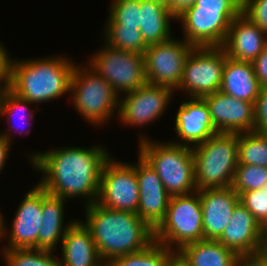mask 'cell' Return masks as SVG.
Segmentation results:
<instances>
[{
  "mask_svg": "<svg viewBox=\"0 0 267 266\" xmlns=\"http://www.w3.org/2000/svg\"><path fill=\"white\" fill-rule=\"evenodd\" d=\"M110 152L102 146L63 147L32 152L29 161L42 173L38 183L47 193L69 200L84 197V205L96 202L101 172ZM69 198V199H68Z\"/></svg>",
  "mask_w": 267,
  "mask_h": 266,
  "instance_id": "1",
  "label": "cell"
},
{
  "mask_svg": "<svg viewBox=\"0 0 267 266\" xmlns=\"http://www.w3.org/2000/svg\"><path fill=\"white\" fill-rule=\"evenodd\" d=\"M83 224L90 230L101 260L146 249L154 242V230L136 213L113 210L94 202L84 207Z\"/></svg>",
  "mask_w": 267,
  "mask_h": 266,
  "instance_id": "2",
  "label": "cell"
},
{
  "mask_svg": "<svg viewBox=\"0 0 267 266\" xmlns=\"http://www.w3.org/2000/svg\"><path fill=\"white\" fill-rule=\"evenodd\" d=\"M58 56V57H57ZM8 59L7 86L33 104L56 100L69 95L76 63L65 55L47 58Z\"/></svg>",
  "mask_w": 267,
  "mask_h": 266,
  "instance_id": "3",
  "label": "cell"
},
{
  "mask_svg": "<svg viewBox=\"0 0 267 266\" xmlns=\"http://www.w3.org/2000/svg\"><path fill=\"white\" fill-rule=\"evenodd\" d=\"M138 139V154L157 173L171 197L197 191L192 147L173 140L155 142L143 134Z\"/></svg>",
  "mask_w": 267,
  "mask_h": 266,
  "instance_id": "4",
  "label": "cell"
},
{
  "mask_svg": "<svg viewBox=\"0 0 267 266\" xmlns=\"http://www.w3.org/2000/svg\"><path fill=\"white\" fill-rule=\"evenodd\" d=\"M192 151L197 190L232 186L238 166L237 133H216Z\"/></svg>",
  "mask_w": 267,
  "mask_h": 266,
  "instance_id": "5",
  "label": "cell"
},
{
  "mask_svg": "<svg viewBox=\"0 0 267 266\" xmlns=\"http://www.w3.org/2000/svg\"><path fill=\"white\" fill-rule=\"evenodd\" d=\"M82 65V66H81ZM74 67L70 93L72 105L91 125H104L119 110V95L109 82L87 63Z\"/></svg>",
  "mask_w": 267,
  "mask_h": 266,
  "instance_id": "6",
  "label": "cell"
},
{
  "mask_svg": "<svg viewBox=\"0 0 267 266\" xmlns=\"http://www.w3.org/2000/svg\"><path fill=\"white\" fill-rule=\"evenodd\" d=\"M203 239L199 193L170 197L165 218L154 230V241L178 252L185 245Z\"/></svg>",
  "mask_w": 267,
  "mask_h": 266,
  "instance_id": "7",
  "label": "cell"
},
{
  "mask_svg": "<svg viewBox=\"0 0 267 266\" xmlns=\"http://www.w3.org/2000/svg\"><path fill=\"white\" fill-rule=\"evenodd\" d=\"M87 63L109 82L119 96L147 83L143 54L121 50L105 43Z\"/></svg>",
  "mask_w": 267,
  "mask_h": 266,
  "instance_id": "8",
  "label": "cell"
},
{
  "mask_svg": "<svg viewBox=\"0 0 267 266\" xmlns=\"http://www.w3.org/2000/svg\"><path fill=\"white\" fill-rule=\"evenodd\" d=\"M227 55L222 46L193 47L178 88L188 98H202L220 90Z\"/></svg>",
  "mask_w": 267,
  "mask_h": 266,
  "instance_id": "9",
  "label": "cell"
},
{
  "mask_svg": "<svg viewBox=\"0 0 267 266\" xmlns=\"http://www.w3.org/2000/svg\"><path fill=\"white\" fill-rule=\"evenodd\" d=\"M241 12L242 8L190 7L176 20L182 25V38L192 46H222L230 23Z\"/></svg>",
  "mask_w": 267,
  "mask_h": 266,
  "instance_id": "10",
  "label": "cell"
},
{
  "mask_svg": "<svg viewBox=\"0 0 267 266\" xmlns=\"http://www.w3.org/2000/svg\"><path fill=\"white\" fill-rule=\"evenodd\" d=\"M96 203L137 214L139 187L136 163L122 162L110 156L103 165Z\"/></svg>",
  "mask_w": 267,
  "mask_h": 266,
  "instance_id": "11",
  "label": "cell"
},
{
  "mask_svg": "<svg viewBox=\"0 0 267 266\" xmlns=\"http://www.w3.org/2000/svg\"><path fill=\"white\" fill-rule=\"evenodd\" d=\"M193 47L184 39L175 40L174 36L167 41L149 45L144 53L147 83L166 86L175 91Z\"/></svg>",
  "mask_w": 267,
  "mask_h": 266,
  "instance_id": "12",
  "label": "cell"
},
{
  "mask_svg": "<svg viewBox=\"0 0 267 266\" xmlns=\"http://www.w3.org/2000/svg\"><path fill=\"white\" fill-rule=\"evenodd\" d=\"M174 90L146 83L144 86L119 97L118 119L125 126H146L154 123L171 104Z\"/></svg>",
  "mask_w": 267,
  "mask_h": 266,
  "instance_id": "13",
  "label": "cell"
},
{
  "mask_svg": "<svg viewBox=\"0 0 267 266\" xmlns=\"http://www.w3.org/2000/svg\"><path fill=\"white\" fill-rule=\"evenodd\" d=\"M23 198L11 222L10 231L4 226V238L8 240L2 250L38 249V232L43 219L42 186L35 184Z\"/></svg>",
  "mask_w": 267,
  "mask_h": 266,
  "instance_id": "14",
  "label": "cell"
},
{
  "mask_svg": "<svg viewBox=\"0 0 267 266\" xmlns=\"http://www.w3.org/2000/svg\"><path fill=\"white\" fill-rule=\"evenodd\" d=\"M202 99L208 106L212 124L218 133L255 131L254 103L238 100L220 90Z\"/></svg>",
  "mask_w": 267,
  "mask_h": 266,
  "instance_id": "15",
  "label": "cell"
},
{
  "mask_svg": "<svg viewBox=\"0 0 267 266\" xmlns=\"http://www.w3.org/2000/svg\"><path fill=\"white\" fill-rule=\"evenodd\" d=\"M136 177L139 187L137 215L153 230L164 220L170 195L157 173L138 154Z\"/></svg>",
  "mask_w": 267,
  "mask_h": 266,
  "instance_id": "16",
  "label": "cell"
},
{
  "mask_svg": "<svg viewBox=\"0 0 267 266\" xmlns=\"http://www.w3.org/2000/svg\"><path fill=\"white\" fill-rule=\"evenodd\" d=\"M262 232L263 227L239 202L232 212L229 224L217 240L232 249L239 257L254 255L260 253Z\"/></svg>",
  "mask_w": 267,
  "mask_h": 266,
  "instance_id": "17",
  "label": "cell"
},
{
  "mask_svg": "<svg viewBox=\"0 0 267 266\" xmlns=\"http://www.w3.org/2000/svg\"><path fill=\"white\" fill-rule=\"evenodd\" d=\"M175 133L181 142L175 144L193 147L218 133L210 117L206 102L202 98H189L179 106L175 120Z\"/></svg>",
  "mask_w": 267,
  "mask_h": 266,
  "instance_id": "18",
  "label": "cell"
},
{
  "mask_svg": "<svg viewBox=\"0 0 267 266\" xmlns=\"http://www.w3.org/2000/svg\"><path fill=\"white\" fill-rule=\"evenodd\" d=\"M197 192L202 207L204 239L217 240L229 224L240 197L231 186Z\"/></svg>",
  "mask_w": 267,
  "mask_h": 266,
  "instance_id": "19",
  "label": "cell"
},
{
  "mask_svg": "<svg viewBox=\"0 0 267 266\" xmlns=\"http://www.w3.org/2000/svg\"><path fill=\"white\" fill-rule=\"evenodd\" d=\"M267 45V33L242 12L230 23L222 48L227 57L253 62Z\"/></svg>",
  "mask_w": 267,
  "mask_h": 266,
  "instance_id": "20",
  "label": "cell"
},
{
  "mask_svg": "<svg viewBox=\"0 0 267 266\" xmlns=\"http://www.w3.org/2000/svg\"><path fill=\"white\" fill-rule=\"evenodd\" d=\"M60 245H62L60 266H101L104 264L90 230L78 219L67 229Z\"/></svg>",
  "mask_w": 267,
  "mask_h": 266,
  "instance_id": "21",
  "label": "cell"
},
{
  "mask_svg": "<svg viewBox=\"0 0 267 266\" xmlns=\"http://www.w3.org/2000/svg\"><path fill=\"white\" fill-rule=\"evenodd\" d=\"M68 200L51 195L42 187V226L38 232V249L55 251L67 229L77 220H65L64 204ZM60 242V243H59Z\"/></svg>",
  "mask_w": 267,
  "mask_h": 266,
  "instance_id": "22",
  "label": "cell"
},
{
  "mask_svg": "<svg viewBox=\"0 0 267 266\" xmlns=\"http://www.w3.org/2000/svg\"><path fill=\"white\" fill-rule=\"evenodd\" d=\"M261 86L252 62L226 58L220 91L238 100L255 103Z\"/></svg>",
  "mask_w": 267,
  "mask_h": 266,
  "instance_id": "23",
  "label": "cell"
},
{
  "mask_svg": "<svg viewBox=\"0 0 267 266\" xmlns=\"http://www.w3.org/2000/svg\"><path fill=\"white\" fill-rule=\"evenodd\" d=\"M176 18L163 0H140V32L149 46L172 37L171 22Z\"/></svg>",
  "mask_w": 267,
  "mask_h": 266,
  "instance_id": "24",
  "label": "cell"
},
{
  "mask_svg": "<svg viewBox=\"0 0 267 266\" xmlns=\"http://www.w3.org/2000/svg\"><path fill=\"white\" fill-rule=\"evenodd\" d=\"M189 266H237L239 256L218 240L203 239L177 252Z\"/></svg>",
  "mask_w": 267,
  "mask_h": 266,
  "instance_id": "25",
  "label": "cell"
},
{
  "mask_svg": "<svg viewBox=\"0 0 267 266\" xmlns=\"http://www.w3.org/2000/svg\"><path fill=\"white\" fill-rule=\"evenodd\" d=\"M32 104L33 103L29 102L27 99H24V98L18 96L16 93H14L7 85H4L3 87H1L0 117L3 118V115L5 117L7 116L6 119H7L8 125H11L10 127L8 126V132L6 129V131L1 132V134L11 145L13 143L12 138H14L13 137L14 135H12V131H15V132L21 131V130H18L19 129L18 126L16 127L17 123L15 122L16 124H13L11 120H14L13 117H14V115H16V116H18V118H17L18 121H19V119H22V121L21 120L19 121V124L23 125V123L26 121L25 122V127H26L28 125L27 121H29V123H31V121L33 120L34 115H35L34 112H36V110H35L36 108H34L33 111L29 110L31 108L30 105H32ZM26 115H27V117H26ZM29 127H30V125L28 126V130H26L25 134H27L28 132L31 131V129ZM19 133L23 134L24 130L19 132Z\"/></svg>",
  "mask_w": 267,
  "mask_h": 266,
  "instance_id": "26",
  "label": "cell"
},
{
  "mask_svg": "<svg viewBox=\"0 0 267 266\" xmlns=\"http://www.w3.org/2000/svg\"><path fill=\"white\" fill-rule=\"evenodd\" d=\"M238 164L267 167L266 133H238Z\"/></svg>",
  "mask_w": 267,
  "mask_h": 266,
  "instance_id": "27",
  "label": "cell"
},
{
  "mask_svg": "<svg viewBox=\"0 0 267 266\" xmlns=\"http://www.w3.org/2000/svg\"><path fill=\"white\" fill-rule=\"evenodd\" d=\"M175 252L154 241L146 249L113 259L111 266H165Z\"/></svg>",
  "mask_w": 267,
  "mask_h": 266,
  "instance_id": "28",
  "label": "cell"
},
{
  "mask_svg": "<svg viewBox=\"0 0 267 266\" xmlns=\"http://www.w3.org/2000/svg\"><path fill=\"white\" fill-rule=\"evenodd\" d=\"M106 28V29H105ZM103 31L104 43L137 54L145 53L148 45L136 27H105Z\"/></svg>",
  "mask_w": 267,
  "mask_h": 266,
  "instance_id": "29",
  "label": "cell"
},
{
  "mask_svg": "<svg viewBox=\"0 0 267 266\" xmlns=\"http://www.w3.org/2000/svg\"><path fill=\"white\" fill-rule=\"evenodd\" d=\"M0 253L6 266H60L54 251L31 248L2 250Z\"/></svg>",
  "mask_w": 267,
  "mask_h": 266,
  "instance_id": "30",
  "label": "cell"
},
{
  "mask_svg": "<svg viewBox=\"0 0 267 266\" xmlns=\"http://www.w3.org/2000/svg\"><path fill=\"white\" fill-rule=\"evenodd\" d=\"M105 27L140 28V0H114Z\"/></svg>",
  "mask_w": 267,
  "mask_h": 266,
  "instance_id": "31",
  "label": "cell"
},
{
  "mask_svg": "<svg viewBox=\"0 0 267 266\" xmlns=\"http://www.w3.org/2000/svg\"><path fill=\"white\" fill-rule=\"evenodd\" d=\"M267 185V167L238 164L232 189L240 195L242 192L259 190Z\"/></svg>",
  "mask_w": 267,
  "mask_h": 266,
  "instance_id": "32",
  "label": "cell"
},
{
  "mask_svg": "<svg viewBox=\"0 0 267 266\" xmlns=\"http://www.w3.org/2000/svg\"><path fill=\"white\" fill-rule=\"evenodd\" d=\"M242 203L263 227L267 225V187L259 190L242 192L240 195Z\"/></svg>",
  "mask_w": 267,
  "mask_h": 266,
  "instance_id": "33",
  "label": "cell"
},
{
  "mask_svg": "<svg viewBox=\"0 0 267 266\" xmlns=\"http://www.w3.org/2000/svg\"><path fill=\"white\" fill-rule=\"evenodd\" d=\"M242 13L267 33V0H242Z\"/></svg>",
  "mask_w": 267,
  "mask_h": 266,
  "instance_id": "34",
  "label": "cell"
},
{
  "mask_svg": "<svg viewBox=\"0 0 267 266\" xmlns=\"http://www.w3.org/2000/svg\"><path fill=\"white\" fill-rule=\"evenodd\" d=\"M255 131L267 134V87L260 90L254 103Z\"/></svg>",
  "mask_w": 267,
  "mask_h": 266,
  "instance_id": "35",
  "label": "cell"
},
{
  "mask_svg": "<svg viewBox=\"0 0 267 266\" xmlns=\"http://www.w3.org/2000/svg\"><path fill=\"white\" fill-rule=\"evenodd\" d=\"M252 64L260 86L267 87V45Z\"/></svg>",
  "mask_w": 267,
  "mask_h": 266,
  "instance_id": "36",
  "label": "cell"
},
{
  "mask_svg": "<svg viewBox=\"0 0 267 266\" xmlns=\"http://www.w3.org/2000/svg\"><path fill=\"white\" fill-rule=\"evenodd\" d=\"M191 7L242 8V0H196Z\"/></svg>",
  "mask_w": 267,
  "mask_h": 266,
  "instance_id": "37",
  "label": "cell"
},
{
  "mask_svg": "<svg viewBox=\"0 0 267 266\" xmlns=\"http://www.w3.org/2000/svg\"><path fill=\"white\" fill-rule=\"evenodd\" d=\"M166 4L170 13L177 18L181 15L186 9L193 6L196 0H163Z\"/></svg>",
  "mask_w": 267,
  "mask_h": 266,
  "instance_id": "38",
  "label": "cell"
},
{
  "mask_svg": "<svg viewBox=\"0 0 267 266\" xmlns=\"http://www.w3.org/2000/svg\"><path fill=\"white\" fill-rule=\"evenodd\" d=\"M9 56L5 46L0 42V87L7 84Z\"/></svg>",
  "mask_w": 267,
  "mask_h": 266,
  "instance_id": "39",
  "label": "cell"
},
{
  "mask_svg": "<svg viewBox=\"0 0 267 266\" xmlns=\"http://www.w3.org/2000/svg\"><path fill=\"white\" fill-rule=\"evenodd\" d=\"M237 266H267V258L260 253L248 256H240Z\"/></svg>",
  "mask_w": 267,
  "mask_h": 266,
  "instance_id": "40",
  "label": "cell"
},
{
  "mask_svg": "<svg viewBox=\"0 0 267 266\" xmlns=\"http://www.w3.org/2000/svg\"><path fill=\"white\" fill-rule=\"evenodd\" d=\"M11 144L0 133V174L6 165V160L9 157Z\"/></svg>",
  "mask_w": 267,
  "mask_h": 266,
  "instance_id": "41",
  "label": "cell"
},
{
  "mask_svg": "<svg viewBox=\"0 0 267 266\" xmlns=\"http://www.w3.org/2000/svg\"><path fill=\"white\" fill-rule=\"evenodd\" d=\"M165 266H189L184 259L175 252L166 262Z\"/></svg>",
  "mask_w": 267,
  "mask_h": 266,
  "instance_id": "42",
  "label": "cell"
},
{
  "mask_svg": "<svg viewBox=\"0 0 267 266\" xmlns=\"http://www.w3.org/2000/svg\"><path fill=\"white\" fill-rule=\"evenodd\" d=\"M260 254L263 257L267 258V225L263 226L262 244H261Z\"/></svg>",
  "mask_w": 267,
  "mask_h": 266,
  "instance_id": "43",
  "label": "cell"
},
{
  "mask_svg": "<svg viewBox=\"0 0 267 266\" xmlns=\"http://www.w3.org/2000/svg\"><path fill=\"white\" fill-rule=\"evenodd\" d=\"M3 214L0 213V240L3 242L4 241V226L5 224L7 225V223H5V220L3 218ZM3 238V240H2Z\"/></svg>",
  "mask_w": 267,
  "mask_h": 266,
  "instance_id": "44",
  "label": "cell"
},
{
  "mask_svg": "<svg viewBox=\"0 0 267 266\" xmlns=\"http://www.w3.org/2000/svg\"><path fill=\"white\" fill-rule=\"evenodd\" d=\"M101 266H111L109 263H104L103 265Z\"/></svg>",
  "mask_w": 267,
  "mask_h": 266,
  "instance_id": "45",
  "label": "cell"
}]
</instances>
